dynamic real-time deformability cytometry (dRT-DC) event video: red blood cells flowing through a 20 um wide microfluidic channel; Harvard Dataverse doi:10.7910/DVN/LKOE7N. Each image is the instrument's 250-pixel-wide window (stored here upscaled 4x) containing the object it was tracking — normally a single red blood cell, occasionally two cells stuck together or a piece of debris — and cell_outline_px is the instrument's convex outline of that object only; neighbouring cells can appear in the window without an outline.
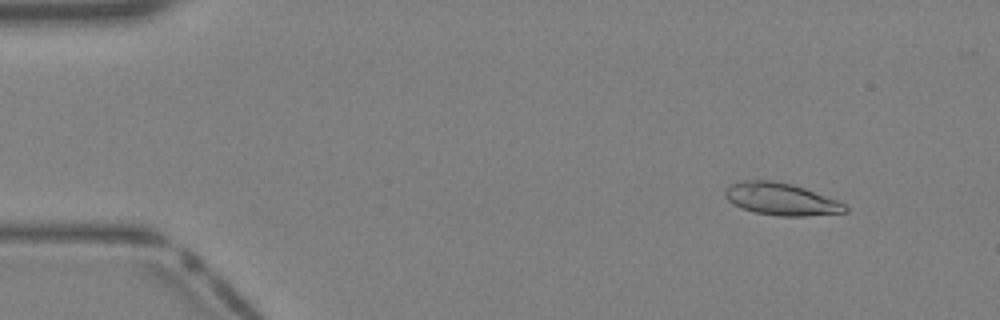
{"species": "Egyptian fruit bat (a non-hibernating species)", "species_latin": "Rousettus aegyptiacus", "temperature_condition": "warm", "stored_images_in_passage": 39, "camera_frame_rate_fps": 3000, "um_per_image_px": 0.085, "animal": {"sex": "female"}, "frame": {"image": 1, "passage_image": 4, "time_ms": 1.0, "image_size_px": [1000, 320], "cell_outline_px": [[848, 212], [804, 216], [780, 216], [756, 212], [740, 208], [732, 204], [724, 196], [724, 188], [740, 180], [768, 180], [792, 184], [804, 188], [836, 200], [844, 204], [848, 208]], "centroid_in_image_um": [66.34, 16.92], "position_along_channel_um": 18.7, "area_um2": 22.48}}
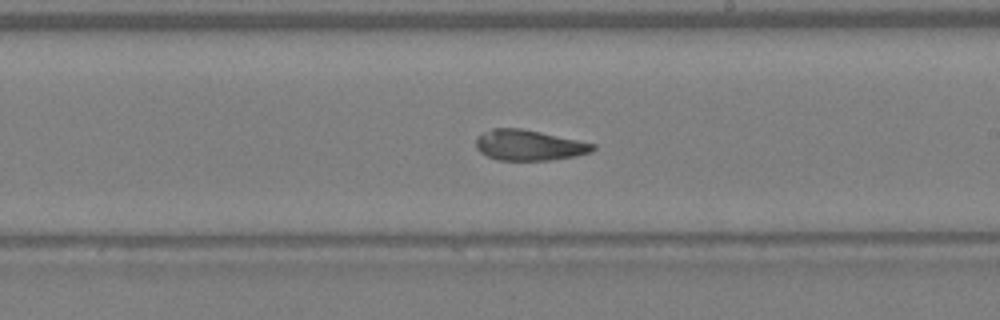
{"frame": {"image": 2, "passage_image": 23, "time_ms": 7.333, "image_size_px": [1000, 320], "cell_outline_px": [[596, 148], [592, 152], [576, 156], [548, 160], [496, 160], [480, 152], [476, 148], [476, 136], [492, 128], [520, 128], [540, 132], [596, 144]], "centroid_in_image_um": [44.95, 12.34], "position_along_channel_um": 244.0, "area_um2": 20.81}}
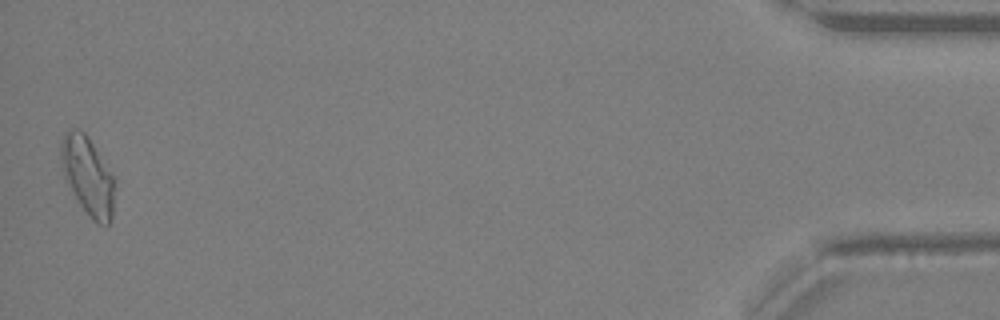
{"frame": {"image": 3, "passage_image": 39, "time_ms": 12.667, "image_size_px": [1000, 320], "cell_outline_px": [[112, 216], [108, 224], [100, 224], [92, 220], [80, 204], [72, 192], [64, 176], [60, 156], [60, 140], [64, 132], [68, 128], [76, 128], [84, 132], [92, 144], [112, 176]], "centroid_in_image_um": [7.38, 14.9], "position_along_channel_um": 427.8, "area_um2": 23.7}}